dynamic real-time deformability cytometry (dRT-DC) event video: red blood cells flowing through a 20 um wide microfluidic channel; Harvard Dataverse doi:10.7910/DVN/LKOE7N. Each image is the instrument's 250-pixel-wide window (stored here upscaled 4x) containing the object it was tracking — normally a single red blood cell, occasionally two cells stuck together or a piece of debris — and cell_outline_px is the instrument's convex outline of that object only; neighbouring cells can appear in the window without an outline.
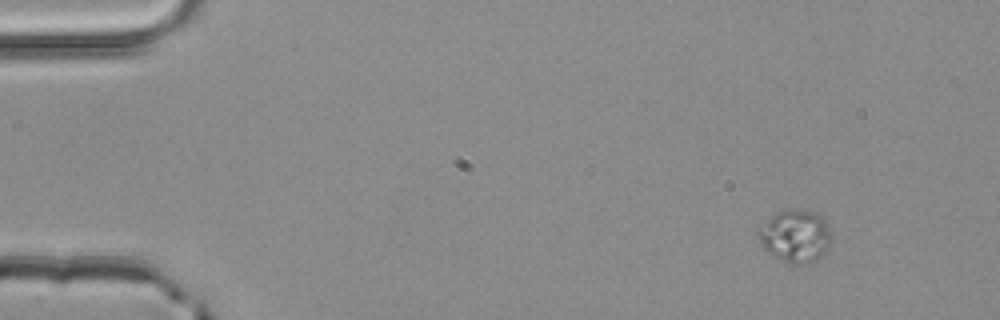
{"species": "common noctule bat (a hibernating species)", "species_latin": "Nyctalus noctula", "temperature_condition": "room temperature", "stored_images_in_passage": 3, "camera_frame_rate_fps": 3000, "um_per_image_px": 0.085, "animal": {"sex": "male", "body_mass_g": 20.4}, "frame": {"image": 1, "passage_image": 1, "time_ms": 0.0, "image_size_px": [1000, 320], "cell_outline_px": [[828, 244], [824, 256], [816, 260], [804, 264], [796, 264], [784, 260], [768, 252], [764, 248], [756, 232], [772, 216], [784, 208], [800, 208], [816, 212], [828, 224]], "centroid_in_image_um": [67.6, 20.03], "position_along_channel_um": 17.4, "area_um2": 22.02}}
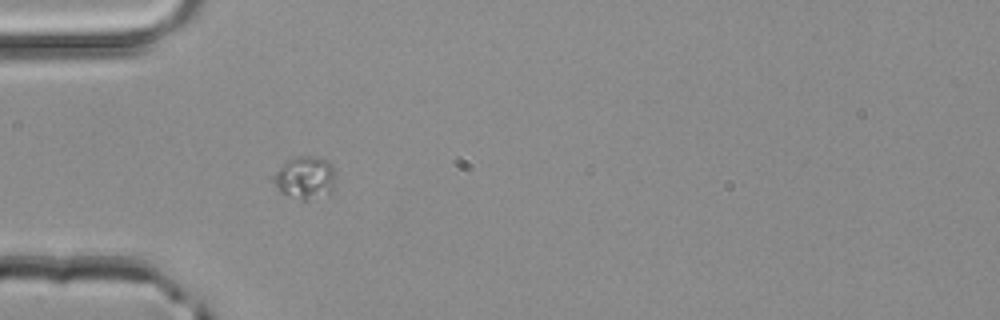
{"frame": {"image": 2, "passage_image": 3, "time_ms": 0.667, "image_size_px": [1000, 320], "cell_outline_px": [[336, 180], [332, 192], [304, 204], [280, 192], [268, 176], [288, 160], [296, 156], [316, 156], [328, 160], [332, 164], [336, 172]], "centroid_in_image_um": [25.92, 15.15], "position_along_channel_um": 59.1, "area_um2": 16.53}}